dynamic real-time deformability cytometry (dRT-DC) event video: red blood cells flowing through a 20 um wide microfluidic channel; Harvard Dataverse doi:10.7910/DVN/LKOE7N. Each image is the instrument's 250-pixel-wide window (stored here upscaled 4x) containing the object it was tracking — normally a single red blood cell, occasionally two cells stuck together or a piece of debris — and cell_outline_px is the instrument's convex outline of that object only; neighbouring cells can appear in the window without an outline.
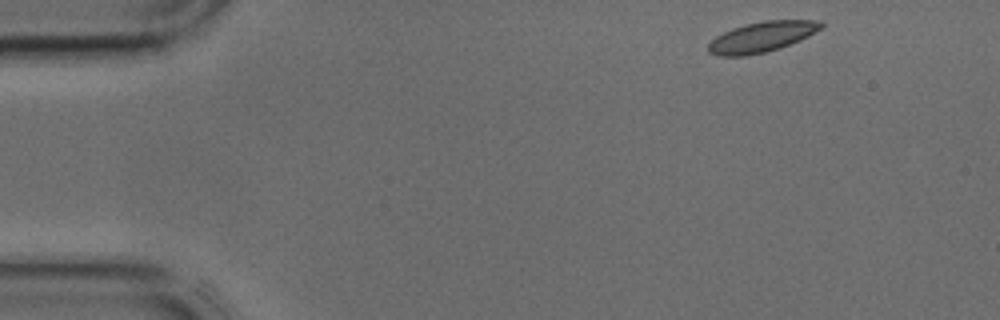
{"species": "common noctule bat (a hibernating species)", "species_latin": "Nyctalus noctula", "temperature_condition": "cold", "stored_images_in_passage": 39, "camera_frame_rate_fps": 3000, "um_per_image_px": 0.085, "animal": {"sex": "male", "body_mass_g": 17.9, "forearm_length_mm": 54.2}, "frame": {"image": 1, "passage_image": 1, "time_ms": 0.0, "image_size_px": [1000, 320], "cell_outline_px": [[824, 28], [800, 40], [780, 48], [748, 56], [720, 56], [708, 52], [708, 44], [716, 36], [732, 28], [744, 24], [764, 20], [820, 20], [824, 24]], "centroid_in_image_um": [64.78, 3.13], "position_along_channel_um": 20.2, "area_um2": 20.11}}
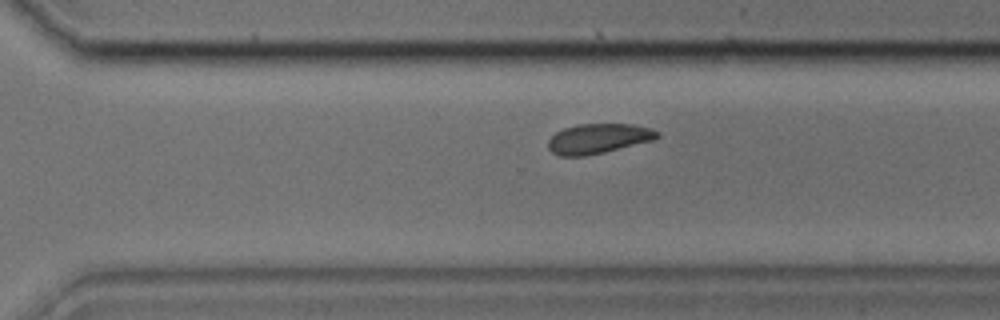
{"frame": {"image": 2, "passage_image": 26, "time_ms": 8.333, "image_size_px": [1000, 320], "cell_outline_px": [[660, 136], [652, 140], [604, 152], [584, 156], [560, 156], [552, 152], [548, 148], [548, 140], [556, 132], [564, 128], [580, 124], [632, 124], [648, 128], [660, 132]], "centroid_in_image_um": [50.83, 11.78], "position_along_channel_um": 319.8, "area_um2": 18.79}}
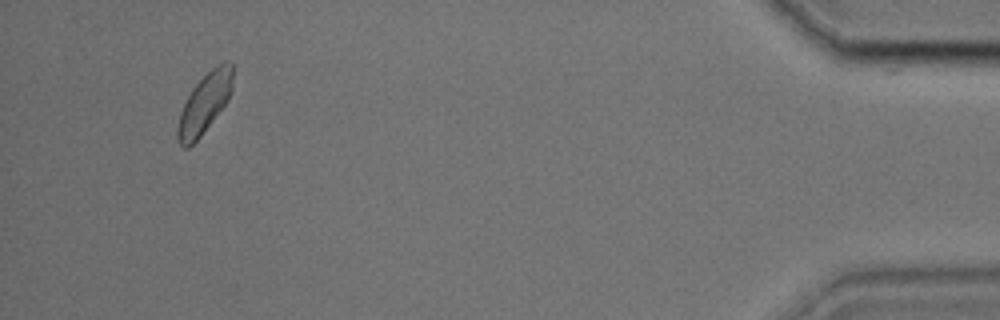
{"frame": {"image": 3, "passage_image": 37, "time_ms": 12.0, "image_size_px": [1000, 320], "cell_outline_px": [[232, 92], [224, 104], [200, 136], [188, 148], [184, 148], [180, 144], [176, 136], [176, 132], [180, 112], [192, 88], [216, 64], [224, 60], [232, 64]], "centroid_in_image_um": [17.37, 8.77], "position_along_channel_um": 417.8, "area_um2": 18.79}}